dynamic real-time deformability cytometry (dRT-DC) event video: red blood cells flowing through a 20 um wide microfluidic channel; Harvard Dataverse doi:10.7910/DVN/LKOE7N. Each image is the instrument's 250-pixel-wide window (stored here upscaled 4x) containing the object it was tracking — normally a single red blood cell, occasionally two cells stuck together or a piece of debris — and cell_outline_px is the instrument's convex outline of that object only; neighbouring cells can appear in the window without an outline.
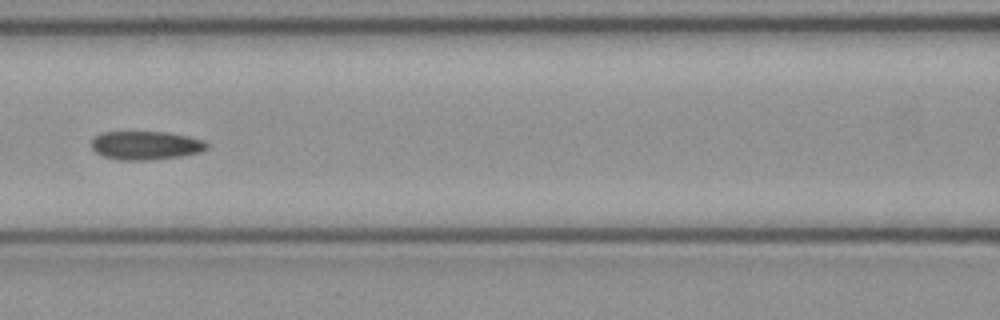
{"species": "common noctule bat (a hibernating species)", "species_latin": "Nyctalus noctula", "temperature_condition": "cold", "stored_images_in_passage": 6, "camera_frame_rate_fps": 3000, "um_per_image_px": 0.085, "animal": {"sex": "female", "body_mass_g": 21.9}, "frame": {"image": 1, "passage_image": 6, "time_ms": 1.667, "image_size_px": [1000, 320], "cell_outline_px": [[208, 148], [200, 152], [180, 156], [152, 160], [120, 160], [104, 156], [96, 152], [92, 148], [92, 140], [96, 136], [104, 132], [164, 132], [188, 136], [204, 140], [208, 144]], "centroid_in_image_um": [12.41, 12.36], "position_along_channel_um": 154.2, "area_um2": 19.13}}